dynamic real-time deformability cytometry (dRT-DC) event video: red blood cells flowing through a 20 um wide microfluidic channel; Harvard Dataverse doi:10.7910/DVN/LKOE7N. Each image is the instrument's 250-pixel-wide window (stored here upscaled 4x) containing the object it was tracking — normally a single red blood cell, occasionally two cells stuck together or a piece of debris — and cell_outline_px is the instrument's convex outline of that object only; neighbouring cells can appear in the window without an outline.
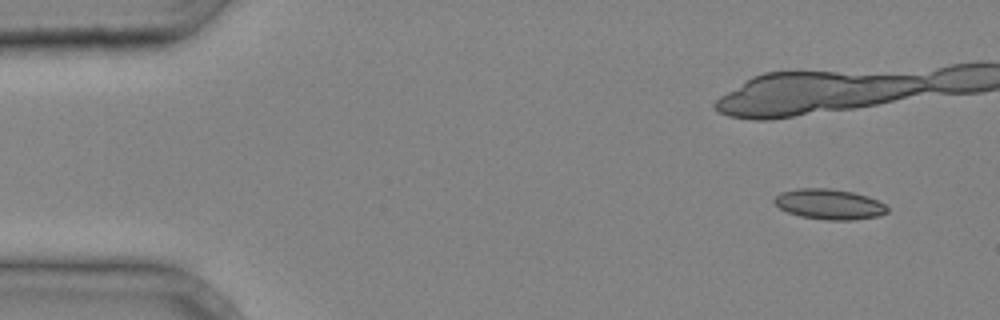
{"species": "common noctule bat (a hibernating species)", "species_latin": "Nyctalus noctula", "temperature_condition": "cold", "stored_images_in_passage": 6, "camera_frame_rate_fps": 3000, "um_per_image_px": 0.085, "animal": {"sex": "male", "body_mass_g": 20.4}, "frame": {"image": 1, "passage_image": 1, "time_ms": 0.0, "image_size_px": [1000, 320], "cell_outline_px": [[888, 212], [880, 216], [852, 220], [828, 220], [800, 216], [788, 212], [780, 208], [772, 200], [780, 192], [796, 188], [832, 188], [852, 192], [868, 196], [884, 204], [888, 208]], "centroid_in_image_um": [70.48, 17.35], "position_along_channel_um": 14.5, "area_um2": 20.06}}